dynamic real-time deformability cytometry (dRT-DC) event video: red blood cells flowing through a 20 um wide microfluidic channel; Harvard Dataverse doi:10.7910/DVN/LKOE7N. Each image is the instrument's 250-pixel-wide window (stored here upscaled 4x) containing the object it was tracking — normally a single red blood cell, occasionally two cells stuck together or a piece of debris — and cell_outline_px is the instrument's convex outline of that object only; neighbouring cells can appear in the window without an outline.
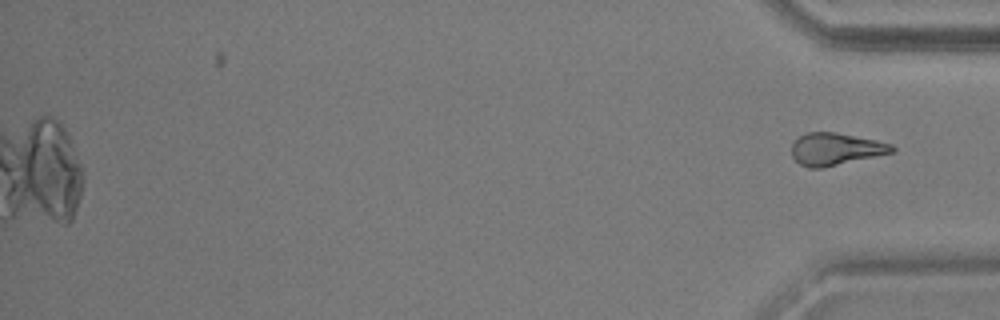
{"species": "common noctule bat (a hibernating species)", "species_latin": "Nyctalus noctula", "temperature_condition": "warm", "stored_images_in_passage": 53, "camera_frame_rate_fps": 3000, "um_per_image_px": 0.085, "animal": {"sex": "male", "body_mass_g": 17.9, "forearm_length_mm": 54.2}, "frame": {"image": 1, "passage_image": 53, "time_ms": 17.333, "image_size_px": [1000, 320], "cell_outline_px": [[896, 152], [824, 168], [808, 168], [800, 164], [792, 156], [792, 144], [804, 132], [836, 132], [876, 140], [892, 144], [896, 148]], "centroid_in_image_um": [71.06, 12.68], "position_along_channel_um": 364.1, "area_um2": 19.07}}